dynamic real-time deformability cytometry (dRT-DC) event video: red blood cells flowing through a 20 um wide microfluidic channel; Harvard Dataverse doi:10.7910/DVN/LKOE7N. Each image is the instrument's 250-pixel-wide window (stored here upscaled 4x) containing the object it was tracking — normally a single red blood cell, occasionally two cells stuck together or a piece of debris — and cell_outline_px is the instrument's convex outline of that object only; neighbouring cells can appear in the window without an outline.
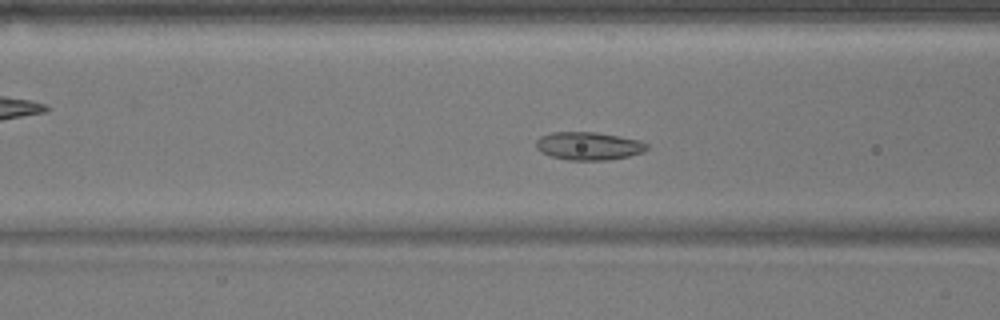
{"species": "common noctule bat (a hibernating species)", "species_latin": "Nyctalus noctula", "temperature_condition": "warm", "stored_images_in_passage": 38, "camera_frame_rate_fps": 3000, "um_per_image_px": 0.085, "animal": {"sex": "male", "body_mass_g": 17.9}, "frame": {"image": 1, "passage_image": 4, "time_ms": 1.0, "image_size_px": [1000, 320], "cell_outline_px": [[648, 148], [644, 152], [628, 156], [608, 160], [568, 160], [552, 156], [540, 152], [536, 148], [536, 140], [540, 136], [552, 132], [596, 132], [640, 140], [648, 144]], "centroid_in_image_um": [50.03, 12.4], "position_along_channel_um": 116.6, "area_um2": 18.15}}
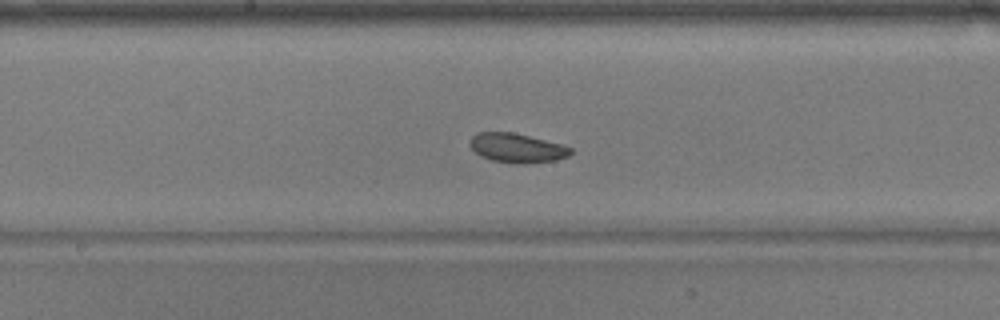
{"frame": {"image": 2, "passage_image": 11, "time_ms": 3.333, "image_size_px": [1000, 320], "cell_outline_px": [[572, 152], [568, 156], [556, 160], [516, 164], [492, 160], [480, 156], [468, 144], [468, 140], [476, 132], [512, 132], [560, 144], [572, 148]], "centroid_in_image_um": [43.89, 12.57], "position_along_channel_um": 204.3, "area_um2": 17.05}}
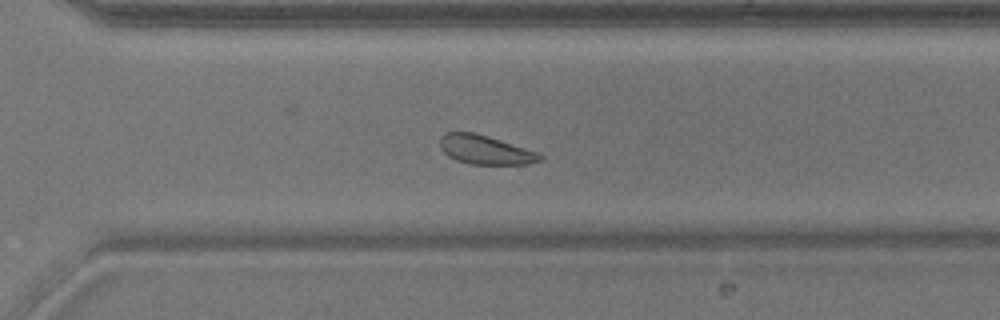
{"frame": {"image": 3, "passage_image": 21, "time_ms": 6.667, "image_size_px": [1000, 320], "cell_outline_px": [[544, 160], [528, 164], [468, 164], [456, 160], [448, 156], [440, 148], [440, 136], [444, 132], [472, 132], [488, 136], [536, 152], [544, 156]], "centroid_in_image_um": [41.22, 12.74], "position_along_channel_um": 329.4, "area_um2": 16.88}}